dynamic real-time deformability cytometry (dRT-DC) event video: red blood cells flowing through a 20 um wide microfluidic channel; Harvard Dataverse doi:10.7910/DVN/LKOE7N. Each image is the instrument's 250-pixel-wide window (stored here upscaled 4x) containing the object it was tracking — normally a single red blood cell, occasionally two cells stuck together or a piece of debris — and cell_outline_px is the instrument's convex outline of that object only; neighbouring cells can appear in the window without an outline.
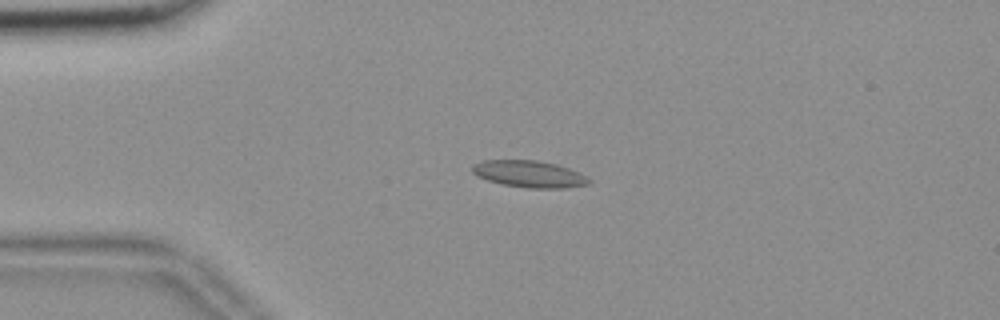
{"species": "common noctule bat (a hibernating species)", "species_latin": "Nyctalus noctula", "temperature_condition": "room temperature", "stored_images_in_passage": 56, "camera_frame_rate_fps": 3000, "um_per_image_px": 0.085, "animal": {"sex": "female", "body_mass_g": 18.4}, "frame": {"image": 1, "passage_image": 14, "time_ms": 4.333, "image_size_px": [1000, 320], "cell_outline_px": [[592, 180], [588, 184], [564, 188], [528, 188], [500, 184], [476, 176], [472, 172], [472, 164], [484, 160], [536, 160], [556, 164], [580, 172]], "centroid_in_image_um": [44.97, 14.79], "position_along_channel_um": 40.0, "area_um2": 18.32}}
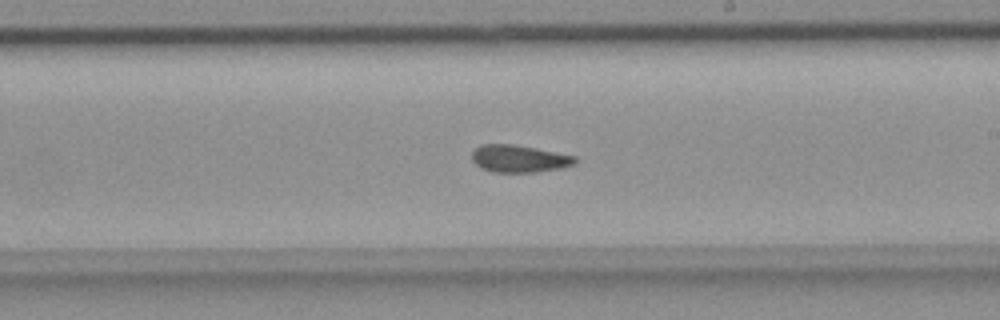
{"frame": {"image": 2, "passage_image": 33, "time_ms": 10.667, "image_size_px": [1000, 320], "cell_outline_px": [[576, 164], [560, 168], [532, 172], [492, 172], [480, 168], [472, 160], [472, 152], [480, 144], [512, 144], [536, 148], [576, 156]], "centroid_in_image_um": [44.1, 13.48], "position_along_channel_um": 244.9, "area_um2": 16.42}}
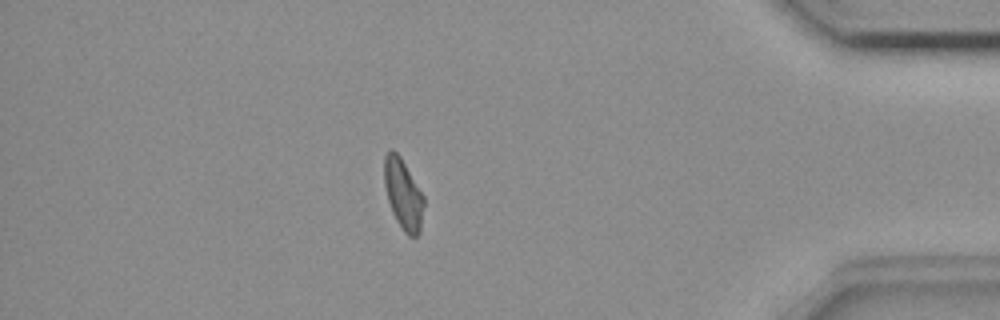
{"frame": {"image": 3, "passage_image": 49, "time_ms": 16.0, "image_size_px": [1000, 320], "cell_outline_px": [[424, 204], [420, 232], [416, 236], [408, 236], [404, 232], [396, 220], [392, 212], [388, 200], [384, 184], [384, 156], [392, 148], [400, 156], [424, 196]], "centroid_in_image_um": [34.27, 16.51], "position_along_channel_um": 400.9, "area_um2": 16.18}, "authors_computed_cell_mechanics": {"area_um2": 16.9354, "velocity_mm_per_s": 3.6704, "shape_relaxation_time_tau1_ms": null, "shape_relaxation_time_tau2_ms": 3.9808, "deformation_change_tau1": null, "deformation_change_tau2": 0.1069}}